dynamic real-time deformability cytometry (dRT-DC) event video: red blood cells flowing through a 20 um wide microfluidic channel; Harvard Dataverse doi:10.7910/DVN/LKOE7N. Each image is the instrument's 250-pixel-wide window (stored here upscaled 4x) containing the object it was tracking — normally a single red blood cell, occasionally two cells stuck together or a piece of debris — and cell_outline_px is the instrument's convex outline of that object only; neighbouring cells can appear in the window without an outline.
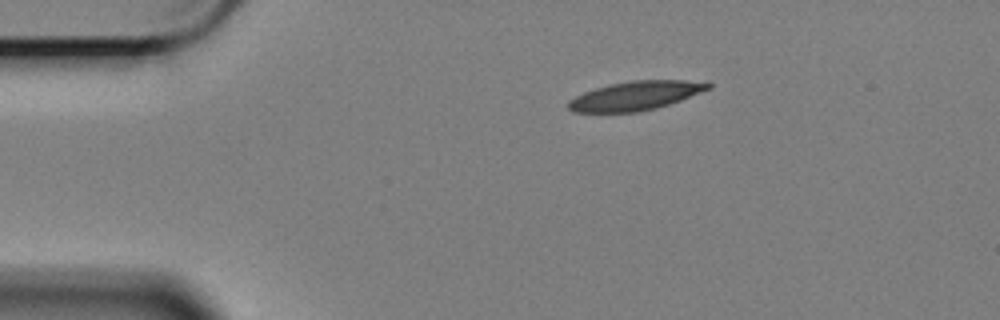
{"species": "Egyptian fruit bat (a non-hibernating species)", "species_latin": "Rousettus aegyptiacus", "temperature_condition": "cold", "stored_images_in_passage": 36, "camera_frame_rate_fps": 3000, "um_per_image_px": 0.085, "animal": {"sex": "female"}, "frame": {"image": 1, "passage_image": 1, "time_ms": 0.0, "image_size_px": [1000, 320], "cell_outline_px": [[712, 88], [680, 100], [656, 108], [636, 112], [572, 112], [568, 108], [568, 100], [584, 92], [608, 84], [632, 80], [684, 80], [712, 84]], "centroid_in_image_um": [53.99, 8.13], "position_along_channel_um": 31.0, "area_um2": 23.41}}
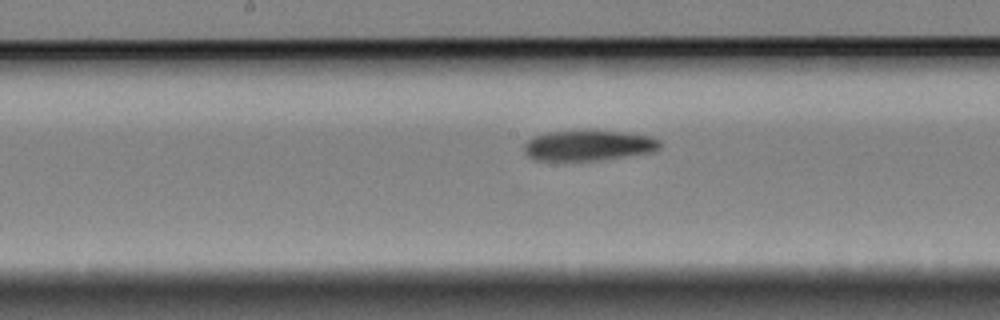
{"frame": {"image": 2, "passage_image": 20, "time_ms": 6.333, "image_size_px": [1000, 320], "cell_outline_px": [[660, 148], [656, 152], [600, 160], [536, 160], [528, 156], [524, 152], [524, 144], [532, 136], [548, 132], [584, 128], [592, 128], [628, 132], [652, 136], [660, 140]], "centroid_in_image_um": [50.06, 12.31], "position_along_channel_um": 198.1, "area_um2": 25.2}}
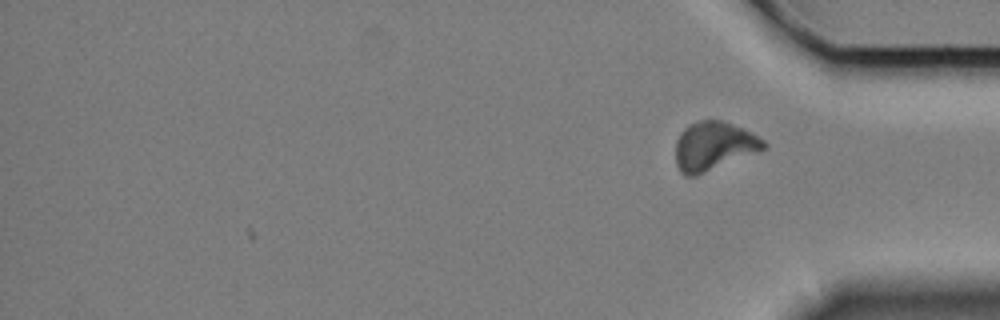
{"frame": {"image": 3, "passage_image": 36, "time_ms": 11.667, "image_size_px": [1000, 320], "cell_outline_px": [[768, 148], [696, 176], [684, 176], [680, 172], [676, 164], [676, 140], [680, 132], [688, 124], [700, 120], [720, 120], [744, 128], [764, 140], [768, 144]], "centroid_in_image_um": [60.66, 12.42], "position_along_channel_um": 374.5, "area_um2": 25.2}, "authors_computed_cell_mechanics": {"area_um2": 24.7962, "velocity_mm_per_s": 3.3686, "shape_relaxation_time_tau1_ms": 5.8943, "shape_relaxation_time_tau2_ms": null, "deformation_change_tau1": 0.1439, "deformation_change_tau2": null}}